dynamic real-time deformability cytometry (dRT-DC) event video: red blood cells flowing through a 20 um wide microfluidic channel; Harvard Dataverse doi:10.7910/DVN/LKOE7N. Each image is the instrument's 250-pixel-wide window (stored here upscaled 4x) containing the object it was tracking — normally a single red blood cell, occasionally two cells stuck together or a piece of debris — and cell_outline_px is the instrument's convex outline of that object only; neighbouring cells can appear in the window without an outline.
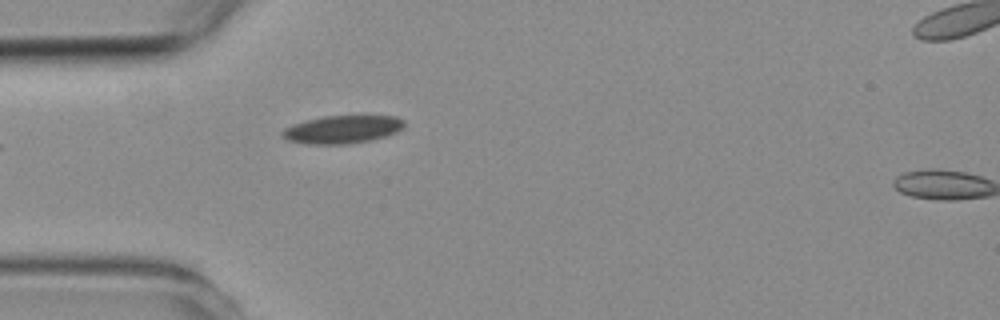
{"species": "common noctule bat (a hibernating species)", "species_latin": "Nyctalus noctula", "temperature_condition": "room temperature", "stored_images_in_passage": 3, "camera_frame_rate_fps": 3000, "um_per_image_px": 0.085, "animal": {"sex": "female", "body_mass_g": 19.3, "forearm_length_mm": 54.1}, "frame": {"image": 1, "passage_image": 2, "time_ms": 1.333, "image_size_px": [1000, 320], "cell_outline_px": [[404, 124], [396, 132], [384, 136], [368, 140], [348, 144], [312, 144], [288, 140], [280, 132], [284, 128], [292, 124], [324, 116], [396, 116], [404, 120]], "centroid_in_image_um": [29.08, 10.99], "position_along_channel_um": 55.9, "area_um2": 19.48}}